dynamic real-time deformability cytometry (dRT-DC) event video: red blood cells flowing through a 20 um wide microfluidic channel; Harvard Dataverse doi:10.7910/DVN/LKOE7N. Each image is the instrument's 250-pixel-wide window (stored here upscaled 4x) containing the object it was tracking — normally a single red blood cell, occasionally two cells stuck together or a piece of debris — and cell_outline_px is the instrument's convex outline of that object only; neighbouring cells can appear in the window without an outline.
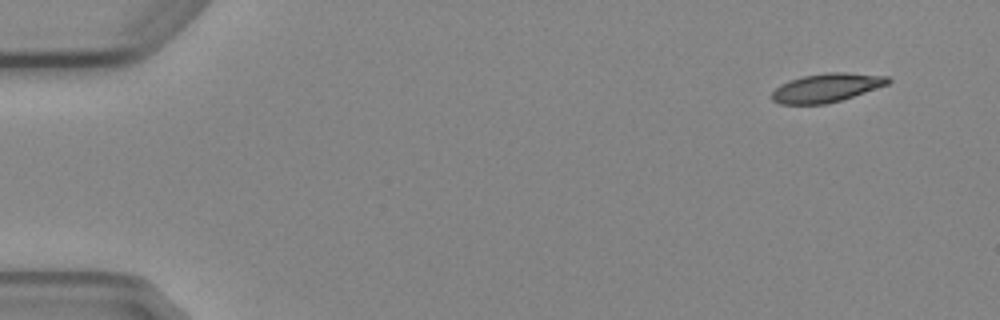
{"species": "Egyptian fruit bat (a non-hibernating species)", "species_latin": "Rousettus aegyptiacus", "temperature_condition": "cold", "stored_images_in_passage": 5, "camera_frame_rate_fps": 3000, "um_per_image_px": 0.085, "animal": {"sex": "female"}, "frame": {"image": 1, "passage_image": 1, "time_ms": 0.0, "image_size_px": [1000, 320], "cell_outline_px": [[892, 80], [888, 84], [840, 100], [824, 104], [780, 104], [772, 100], [768, 96], [780, 84], [788, 80], [804, 76], [824, 72], [844, 72], [888, 76]], "centroid_in_image_um": [70.2, 7.45], "position_along_channel_um": 14.8, "area_um2": 19.42}}
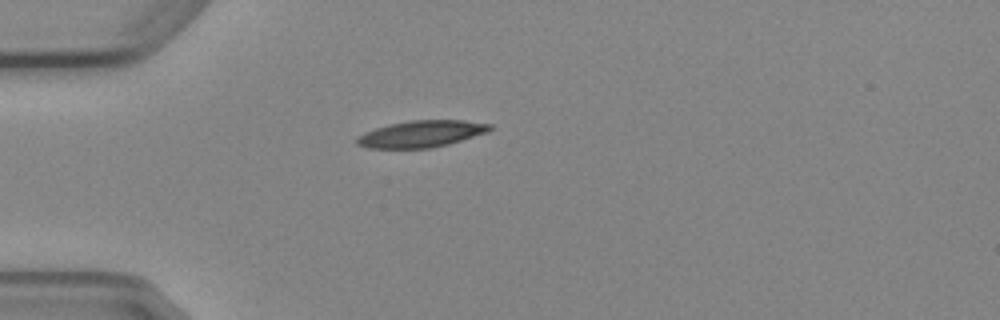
{"frame": {"image": 2, "passage_image": 4, "time_ms": 3.667, "image_size_px": [1000, 320], "cell_outline_px": [[492, 128], [488, 132], [448, 144], [432, 148], [368, 148], [356, 144], [356, 136], [364, 132], [388, 124], [412, 120], [464, 120], [492, 124]], "centroid_in_image_um": [35.8, 11.38], "position_along_channel_um": 49.2, "area_um2": 20.75}}